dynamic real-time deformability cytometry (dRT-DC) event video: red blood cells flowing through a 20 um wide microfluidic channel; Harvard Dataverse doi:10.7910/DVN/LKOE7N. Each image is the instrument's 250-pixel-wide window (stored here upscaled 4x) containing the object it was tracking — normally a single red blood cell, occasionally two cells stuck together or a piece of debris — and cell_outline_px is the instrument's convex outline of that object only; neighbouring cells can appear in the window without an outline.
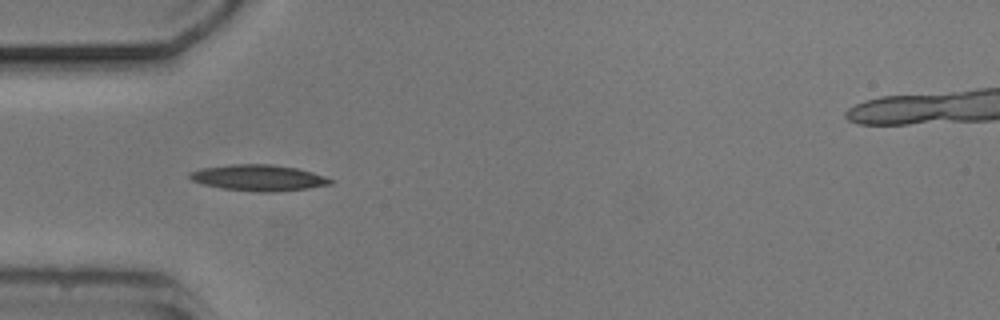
{"species": "common noctule bat (a hibernating species)", "species_latin": "Nyctalus noctula", "temperature_condition": "cold", "stored_images_in_passage": 7, "camera_frame_rate_fps": 3000, "um_per_image_px": 0.085, "animal": {"sex": "male", "body_mass_g": 20.5, "forearm_length_mm": 52.5}, "frame": {"image": 1, "passage_image": 1, "time_ms": 0.0, "image_size_px": [1000, 320], "cell_outline_px": [[336, 180], [332, 184], [308, 188], [272, 192], [260, 192], [220, 188], [204, 184], [192, 180], [188, 176], [188, 172], [200, 168], [232, 164], [272, 164], [296, 168], [312, 172]], "centroid_in_image_um": [21.97, 15.11], "position_along_channel_um": 63.0, "area_um2": 21.44}}